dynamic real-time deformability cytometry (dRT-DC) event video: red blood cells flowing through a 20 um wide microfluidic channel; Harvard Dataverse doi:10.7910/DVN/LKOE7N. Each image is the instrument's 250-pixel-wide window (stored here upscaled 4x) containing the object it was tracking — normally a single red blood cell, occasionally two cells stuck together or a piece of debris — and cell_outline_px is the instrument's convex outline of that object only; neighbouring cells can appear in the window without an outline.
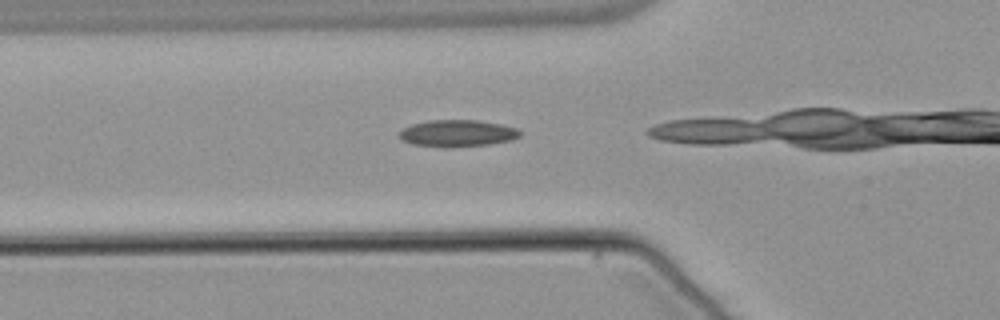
{"species": "common noctule bat (a hibernating species)", "species_latin": "Nyctalus noctula", "temperature_condition": "warm", "stored_images_in_passage": 4, "camera_frame_rate_fps": 3000, "um_per_image_px": 0.085, "animal": {"sex": "male", "body_mass_g": 21.5, "forearm_length_mm": 52.0}, "frame": {"image": 1, "passage_image": 2, "time_ms": 0.333, "image_size_px": [1000, 320], "cell_outline_px": [[520, 136], [512, 140], [488, 144], [448, 148], [412, 144], [404, 140], [400, 136], [400, 132], [404, 128], [412, 124], [428, 120], [476, 120], [500, 124], [516, 128], [520, 132]], "centroid_in_image_um": [38.89, 11.33], "position_along_channel_um": 86.9, "area_um2": 18.73}}